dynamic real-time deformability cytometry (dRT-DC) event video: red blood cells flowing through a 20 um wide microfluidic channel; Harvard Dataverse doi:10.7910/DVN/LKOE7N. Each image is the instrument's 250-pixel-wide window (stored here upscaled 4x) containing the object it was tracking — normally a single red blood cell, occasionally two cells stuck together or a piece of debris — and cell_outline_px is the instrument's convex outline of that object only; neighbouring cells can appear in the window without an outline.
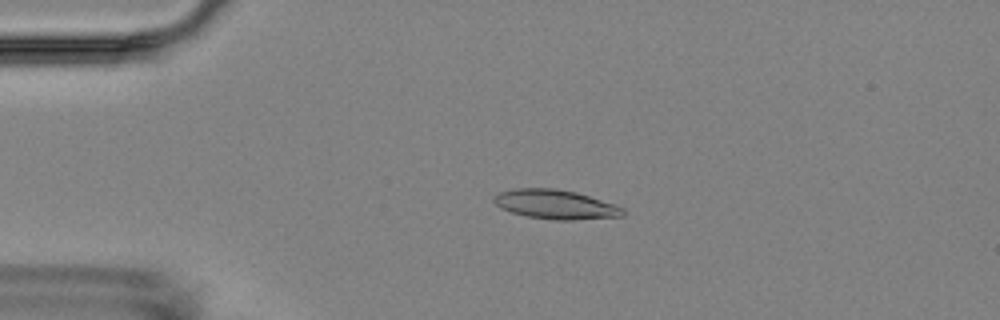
{"species": "Egyptian fruit bat (a non-hibernating species)", "species_latin": "Rousettus aegyptiacus", "temperature_condition": "room temperature", "stored_images_in_passage": 3, "camera_frame_rate_fps": 3000, "um_per_image_px": 0.085, "animal": {"sex": "female"}, "frame": {"image": 1, "passage_image": 2, "time_ms": 1.333, "image_size_px": [1000, 320], "cell_outline_px": [[624, 216], [572, 220], [556, 220], [524, 216], [500, 208], [492, 200], [492, 196], [500, 192], [516, 188], [556, 188], [576, 192], [616, 204], [624, 208]], "centroid_in_image_um": [47.21, 17.37], "position_along_channel_um": 37.8, "area_um2": 22.2}}